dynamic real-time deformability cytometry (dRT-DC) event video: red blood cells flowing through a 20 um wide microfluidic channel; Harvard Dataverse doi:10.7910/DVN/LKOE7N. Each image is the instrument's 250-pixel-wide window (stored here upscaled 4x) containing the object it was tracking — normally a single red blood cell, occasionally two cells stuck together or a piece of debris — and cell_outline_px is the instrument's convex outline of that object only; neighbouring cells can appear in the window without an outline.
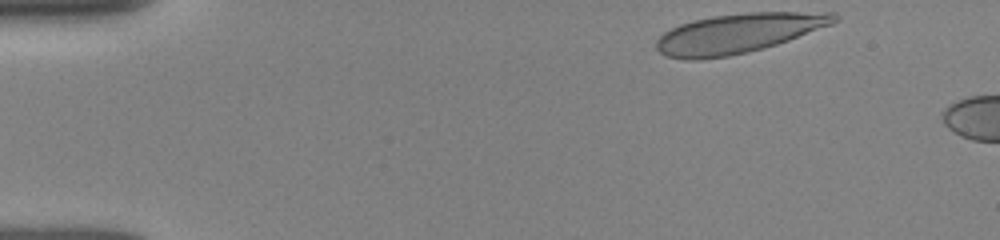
{"species": "human", "species_latin": "Homo sapiens", "temperature_condition": "room temperature", "stored_images_in_passage": 9, "camera_frame_rate_fps": 3000, "um_per_image_px": 0.085, "donor": {"sex": "female"}, "frame": {"image": 1, "passage_image": 1, "time_ms": 0.0, "image_size_px": [1000, 240], "cell_outline_px": [[840, 20], [832, 24], [788, 40], [776, 44], [728, 56], [700, 60], [688, 60], [668, 56], [660, 52], [656, 48], [656, 40], [664, 32], [680, 24], [692, 20], [712, 16], [748, 12], [836, 12], [840, 16]], "centroid_in_image_um": [62.76, 2.81], "position_along_channel_um": 22.2, "area_um2": 40.81}}